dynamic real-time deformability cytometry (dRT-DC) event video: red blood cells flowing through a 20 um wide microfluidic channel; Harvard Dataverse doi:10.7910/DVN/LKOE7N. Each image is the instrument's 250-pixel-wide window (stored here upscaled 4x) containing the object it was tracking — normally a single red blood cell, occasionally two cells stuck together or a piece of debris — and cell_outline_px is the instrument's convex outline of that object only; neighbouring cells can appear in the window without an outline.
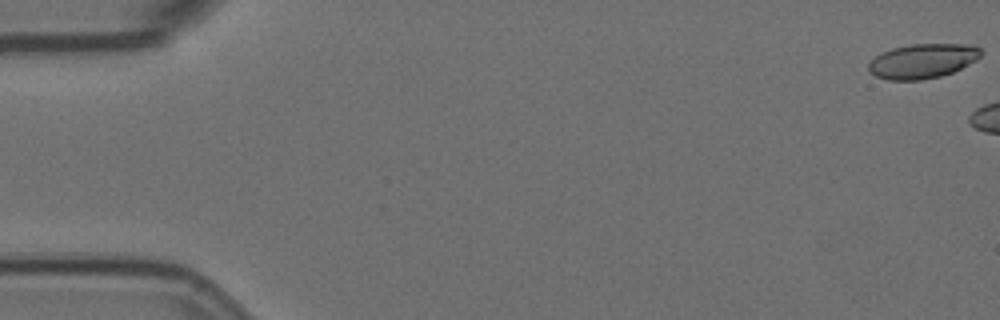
{"species": "Egyptian fruit bat (a non-hibernating species)", "species_latin": "Rousettus aegyptiacus", "temperature_condition": "room temperature", "stored_images_in_passage": 3, "camera_frame_rate_fps": 3000, "um_per_image_px": 0.085, "animal": {"sex": "female"}, "frame": {"image": 1, "passage_image": 1, "time_ms": 0.0, "image_size_px": [1000, 320], "cell_outline_px": [[980, 56], [976, 60], [952, 72], [940, 76], [920, 80], [888, 80], [876, 76], [868, 68], [868, 64], [880, 52], [892, 48], [912, 44], [972, 44], [980, 48]], "centroid_in_image_um": [78.41, 5.18], "position_along_channel_um": 6.6, "area_um2": 22.48}}